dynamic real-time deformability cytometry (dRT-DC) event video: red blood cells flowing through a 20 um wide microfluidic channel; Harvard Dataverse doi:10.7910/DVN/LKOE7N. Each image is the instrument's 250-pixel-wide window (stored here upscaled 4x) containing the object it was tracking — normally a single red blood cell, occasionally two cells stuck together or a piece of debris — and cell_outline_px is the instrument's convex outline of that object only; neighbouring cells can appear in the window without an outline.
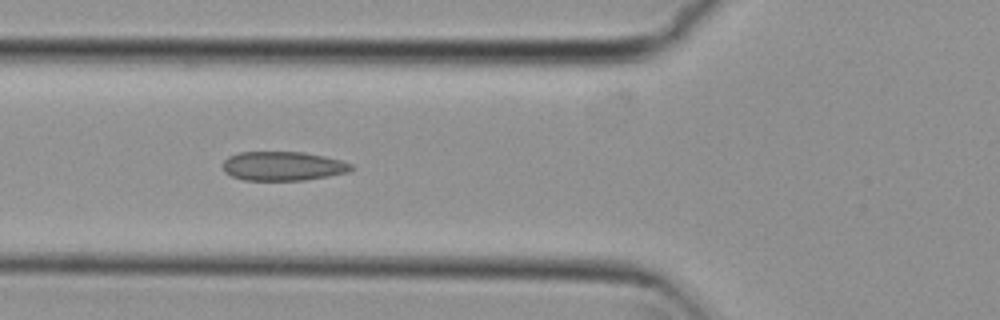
{"species": "common noctule bat (a hibernating species)", "species_latin": "Nyctalus noctula", "temperature_condition": "cold", "stored_images_in_passage": 8, "camera_frame_rate_fps": 3000, "um_per_image_px": 0.085, "animal": {"sex": "female", "body_mass_g": 29.2, "forearm_length_mm": 56.3}, "frame": {"image": 1, "passage_image": 6, "time_ms": 1.667, "image_size_px": [1000, 320], "cell_outline_px": [[356, 168], [348, 172], [328, 176], [304, 180], [244, 180], [232, 176], [224, 172], [220, 164], [228, 156], [240, 152], [304, 152], [324, 156], [340, 160], [352, 164]], "centroid_in_image_um": [24.03, 14.11], "position_along_channel_um": 101.8, "area_um2": 21.96}}
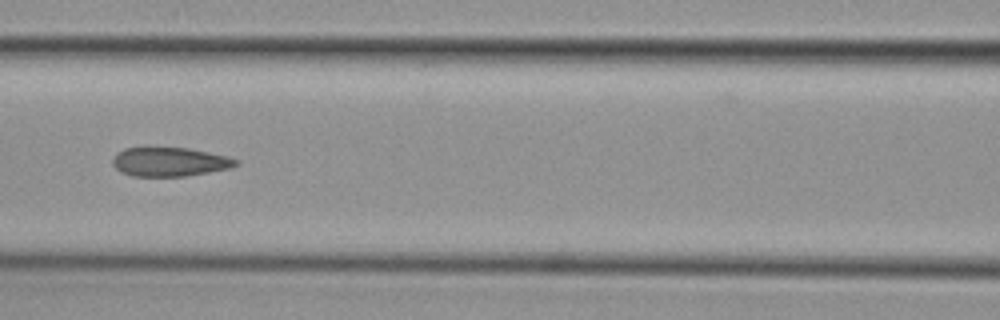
{"frame": {"image": 2, "passage_image": 7, "time_ms": 2.0, "image_size_px": [1000, 320], "cell_outline_px": [[240, 164], [228, 168], [208, 172], [184, 176], [132, 176], [120, 172], [112, 164], [112, 160], [116, 152], [124, 148], [144, 144], [148, 144], [188, 148], [228, 156], [236, 160]], "centroid_in_image_um": [14.32, 13.7], "position_along_channel_um": 152.3, "area_um2": 21.68}}